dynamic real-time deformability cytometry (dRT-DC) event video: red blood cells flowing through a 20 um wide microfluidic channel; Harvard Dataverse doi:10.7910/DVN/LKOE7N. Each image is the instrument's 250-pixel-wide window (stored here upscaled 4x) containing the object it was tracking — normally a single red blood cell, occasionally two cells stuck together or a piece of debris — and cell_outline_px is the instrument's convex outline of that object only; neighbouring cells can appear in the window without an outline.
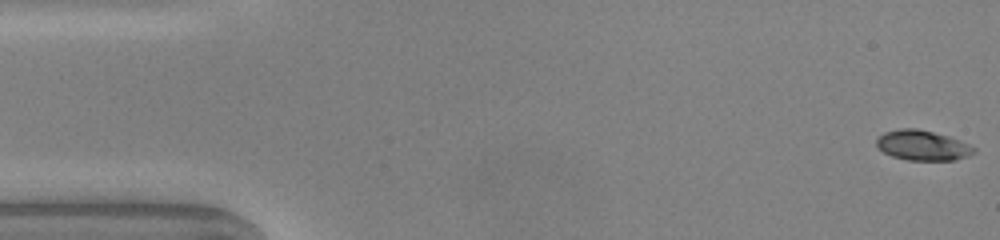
{"species": "common noctule bat (a hibernating species)", "species_latin": "Nyctalus noctula", "temperature_condition": "warm", "stored_images_in_passage": 12, "camera_frame_rate_fps": 3000, "um_per_image_px": 0.085, "animal": {"sex": "male", "body_mass_g": 20.0, "forearm_length_mm": 53.3}, "frame": {"image": 1, "passage_image": 1, "time_ms": 0.0, "image_size_px": [1000, 240], "cell_outline_px": [[976, 152], [968, 156], [956, 160], [908, 160], [892, 156], [876, 148], [876, 140], [884, 132], [900, 128], [916, 128], [948, 136], [960, 140], [976, 148]], "centroid_in_image_um": [78.41, 12.36], "position_along_channel_um": 6.6, "area_um2": 17.11}}